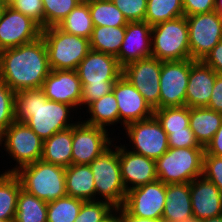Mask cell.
<instances>
[{"label":"cell","instance_id":"obj_1","mask_svg":"<svg viewBox=\"0 0 222 222\" xmlns=\"http://www.w3.org/2000/svg\"><path fill=\"white\" fill-rule=\"evenodd\" d=\"M14 105V121L25 122L43 141L74 126L81 113L73 106L50 101L42 88L15 92Z\"/></svg>","mask_w":222,"mask_h":222},{"label":"cell","instance_id":"obj_2","mask_svg":"<svg viewBox=\"0 0 222 222\" xmlns=\"http://www.w3.org/2000/svg\"><path fill=\"white\" fill-rule=\"evenodd\" d=\"M50 72L42 36L30 43L0 51V79L14 92L42 88Z\"/></svg>","mask_w":222,"mask_h":222},{"label":"cell","instance_id":"obj_3","mask_svg":"<svg viewBox=\"0 0 222 222\" xmlns=\"http://www.w3.org/2000/svg\"><path fill=\"white\" fill-rule=\"evenodd\" d=\"M76 71L82 84L81 111L111 93L115 82L122 76L117 57L93 50L83 58Z\"/></svg>","mask_w":222,"mask_h":222},{"label":"cell","instance_id":"obj_4","mask_svg":"<svg viewBox=\"0 0 222 222\" xmlns=\"http://www.w3.org/2000/svg\"><path fill=\"white\" fill-rule=\"evenodd\" d=\"M113 144L90 164L94 175L95 200L110 203L115 208L122 207L127 191L121 177L119 145ZM114 146V147H113ZM115 149V150H114Z\"/></svg>","mask_w":222,"mask_h":222},{"label":"cell","instance_id":"obj_5","mask_svg":"<svg viewBox=\"0 0 222 222\" xmlns=\"http://www.w3.org/2000/svg\"><path fill=\"white\" fill-rule=\"evenodd\" d=\"M65 170L40 159L21 167L15 174L23 190L49 203L67 195Z\"/></svg>","mask_w":222,"mask_h":222},{"label":"cell","instance_id":"obj_6","mask_svg":"<svg viewBox=\"0 0 222 222\" xmlns=\"http://www.w3.org/2000/svg\"><path fill=\"white\" fill-rule=\"evenodd\" d=\"M204 147L169 148L156 160L158 180L167 184L191 183L203 172Z\"/></svg>","mask_w":222,"mask_h":222},{"label":"cell","instance_id":"obj_7","mask_svg":"<svg viewBox=\"0 0 222 222\" xmlns=\"http://www.w3.org/2000/svg\"><path fill=\"white\" fill-rule=\"evenodd\" d=\"M51 70H76L88 54V38L72 35L57 26L42 29Z\"/></svg>","mask_w":222,"mask_h":222},{"label":"cell","instance_id":"obj_8","mask_svg":"<svg viewBox=\"0 0 222 222\" xmlns=\"http://www.w3.org/2000/svg\"><path fill=\"white\" fill-rule=\"evenodd\" d=\"M151 56L161 61L191 59L186 16L152 26Z\"/></svg>","mask_w":222,"mask_h":222},{"label":"cell","instance_id":"obj_9","mask_svg":"<svg viewBox=\"0 0 222 222\" xmlns=\"http://www.w3.org/2000/svg\"><path fill=\"white\" fill-rule=\"evenodd\" d=\"M2 150L16 163L5 173H15L21 167L39 161L43 154V140L25 123L14 121L4 130Z\"/></svg>","mask_w":222,"mask_h":222},{"label":"cell","instance_id":"obj_10","mask_svg":"<svg viewBox=\"0 0 222 222\" xmlns=\"http://www.w3.org/2000/svg\"><path fill=\"white\" fill-rule=\"evenodd\" d=\"M122 130H125L126 137L124 138H129L127 139L129 143L123 145L130 146L127 149L136 154L156 161L169 149L168 135L154 115L144 120L131 122Z\"/></svg>","mask_w":222,"mask_h":222},{"label":"cell","instance_id":"obj_11","mask_svg":"<svg viewBox=\"0 0 222 222\" xmlns=\"http://www.w3.org/2000/svg\"><path fill=\"white\" fill-rule=\"evenodd\" d=\"M110 133L105 128L86 124L79 118L73 126L72 164L89 165L107 150L117 137L119 139L120 136ZM112 136L114 138H111Z\"/></svg>","mask_w":222,"mask_h":222},{"label":"cell","instance_id":"obj_12","mask_svg":"<svg viewBox=\"0 0 222 222\" xmlns=\"http://www.w3.org/2000/svg\"><path fill=\"white\" fill-rule=\"evenodd\" d=\"M189 30L190 57L203 60L222 40V19L216 11L186 16Z\"/></svg>","mask_w":222,"mask_h":222},{"label":"cell","instance_id":"obj_13","mask_svg":"<svg viewBox=\"0 0 222 222\" xmlns=\"http://www.w3.org/2000/svg\"><path fill=\"white\" fill-rule=\"evenodd\" d=\"M166 184L160 180L127 191L122 208L131 216L162 220Z\"/></svg>","mask_w":222,"mask_h":222},{"label":"cell","instance_id":"obj_14","mask_svg":"<svg viewBox=\"0 0 222 222\" xmlns=\"http://www.w3.org/2000/svg\"><path fill=\"white\" fill-rule=\"evenodd\" d=\"M162 61L148 57L122 68V75L140 92L150 107L159 109Z\"/></svg>","mask_w":222,"mask_h":222},{"label":"cell","instance_id":"obj_15","mask_svg":"<svg viewBox=\"0 0 222 222\" xmlns=\"http://www.w3.org/2000/svg\"><path fill=\"white\" fill-rule=\"evenodd\" d=\"M190 59L162 61L159 109L185 106Z\"/></svg>","mask_w":222,"mask_h":222},{"label":"cell","instance_id":"obj_16","mask_svg":"<svg viewBox=\"0 0 222 222\" xmlns=\"http://www.w3.org/2000/svg\"><path fill=\"white\" fill-rule=\"evenodd\" d=\"M41 34L35 21L8 5L0 19V51L35 41Z\"/></svg>","mask_w":222,"mask_h":222},{"label":"cell","instance_id":"obj_17","mask_svg":"<svg viewBox=\"0 0 222 222\" xmlns=\"http://www.w3.org/2000/svg\"><path fill=\"white\" fill-rule=\"evenodd\" d=\"M112 92L117 100L119 123L123 128L131 122L153 116L154 110L123 75L115 82Z\"/></svg>","mask_w":222,"mask_h":222},{"label":"cell","instance_id":"obj_18","mask_svg":"<svg viewBox=\"0 0 222 222\" xmlns=\"http://www.w3.org/2000/svg\"><path fill=\"white\" fill-rule=\"evenodd\" d=\"M42 89L50 101H56L80 109L82 84L76 70H51Z\"/></svg>","mask_w":222,"mask_h":222},{"label":"cell","instance_id":"obj_19","mask_svg":"<svg viewBox=\"0 0 222 222\" xmlns=\"http://www.w3.org/2000/svg\"><path fill=\"white\" fill-rule=\"evenodd\" d=\"M121 177L126 191L158 180L156 161L119 145Z\"/></svg>","mask_w":222,"mask_h":222},{"label":"cell","instance_id":"obj_20","mask_svg":"<svg viewBox=\"0 0 222 222\" xmlns=\"http://www.w3.org/2000/svg\"><path fill=\"white\" fill-rule=\"evenodd\" d=\"M151 30L152 26L146 21L128 22L122 46L116 56L122 68L131 62L151 57Z\"/></svg>","mask_w":222,"mask_h":222},{"label":"cell","instance_id":"obj_21","mask_svg":"<svg viewBox=\"0 0 222 222\" xmlns=\"http://www.w3.org/2000/svg\"><path fill=\"white\" fill-rule=\"evenodd\" d=\"M216 81V72L202 60L190 59L185 106L207 107Z\"/></svg>","mask_w":222,"mask_h":222},{"label":"cell","instance_id":"obj_22","mask_svg":"<svg viewBox=\"0 0 222 222\" xmlns=\"http://www.w3.org/2000/svg\"><path fill=\"white\" fill-rule=\"evenodd\" d=\"M192 212L199 220L222 215V193L203 176L190 183Z\"/></svg>","mask_w":222,"mask_h":222},{"label":"cell","instance_id":"obj_23","mask_svg":"<svg viewBox=\"0 0 222 222\" xmlns=\"http://www.w3.org/2000/svg\"><path fill=\"white\" fill-rule=\"evenodd\" d=\"M192 215L190 183L167 184L162 222H182Z\"/></svg>","mask_w":222,"mask_h":222},{"label":"cell","instance_id":"obj_24","mask_svg":"<svg viewBox=\"0 0 222 222\" xmlns=\"http://www.w3.org/2000/svg\"><path fill=\"white\" fill-rule=\"evenodd\" d=\"M67 195L84 201H95L94 175L88 164H71L65 170Z\"/></svg>","mask_w":222,"mask_h":222},{"label":"cell","instance_id":"obj_25","mask_svg":"<svg viewBox=\"0 0 222 222\" xmlns=\"http://www.w3.org/2000/svg\"><path fill=\"white\" fill-rule=\"evenodd\" d=\"M189 118L190 129L198 143L205 148L221 127L222 114L208 107H191L189 108Z\"/></svg>","mask_w":222,"mask_h":222},{"label":"cell","instance_id":"obj_26","mask_svg":"<svg viewBox=\"0 0 222 222\" xmlns=\"http://www.w3.org/2000/svg\"><path fill=\"white\" fill-rule=\"evenodd\" d=\"M73 126L43 141L42 160L61 167L72 164Z\"/></svg>","mask_w":222,"mask_h":222},{"label":"cell","instance_id":"obj_27","mask_svg":"<svg viewBox=\"0 0 222 222\" xmlns=\"http://www.w3.org/2000/svg\"><path fill=\"white\" fill-rule=\"evenodd\" d=\"M85 110L87 118L83 120V117L80 116V119L86 124L109 130L108 127L110 125L112 127L119 123L118 104L113 92L91 103Z\"/></svg>","mask_w":222,"mask_h":222},{"label":"cell","instance_id":"obj_28","mask_svg":"<svg viewBox=\"0 0 222 222\" xmlns=\"http://www.w3.org/2000/svg\"><path fill=\"white\" fill-rule=\"evenodd\" d=\"M126 26H94L89 39L90 49L117 56L125 36Z\"/></svg>","mask_w":222,"mask_h":222},{"label":"cell","instance_id":"obj_29","mask_svg":"<svg viewBox=\"0 0 222 222\" xmlns=\"http://www.w3.org/2000/svg\"><path fill=\"white\" fill-rule=\"evenodd\" d=\"M22 188L15 173L0 171V220H14L19 192Z\"/></svg>","mask_w":222,"mask_h":222},{"label":"cell","instance_id":"obj_30","mask_svg":"<svg viewBox=\"0 0 222 222\" xmlns=\"http://www.w3.org/2000/svg\"><path fill=\"white\" fill-rule=\"evenodd\" d=\"M48 203L21 188L14 222H47Z\"/></svg>","mask_w":222,"mask_h":222},{"label":"cell","instance_id":"obj_31","mask_svg":"<svg viewBox=\"0 0 222 222\" xmlns=\"http://www.w3.org/2000/svg\"><path fill=\"white\" fill-rule=\"evenodd\" d=\"M64 32L90 39L94 28L89 4L79 3L58 25Z\"/></svg>","mask_w":222,"mask_h":222},{"label":"cell","instance_id":"obj_32","mask_svg":"<svg viewBox=\"0 0 222 222\" xmlns=\"http://www.w3.org/2000/svg\"><path fill=\"white\" fill-rule=\"evenodd\" d=\"M89 11L94 26L121 27L128 24L123 13L111 0H95L89 3Z\"/></svg>","mask_w":222,"mask_h":222},{"label":"cell","instance_id":"obj_33","mask_svg":"<svg viewBox=\"0 0 222 222\" xmlns=\"http://www.w3.org/2000/svg\"><path fill=\"white\" fill-rule=\"evenodd\" d=\"M184 16L182 0H147L145 20L150 26Z\"/></svg>","mask_w":222,"mask_h":222},{"label":"cell","instance_id":"obj_34","mask_svg":"<svg viewBox=\"0 0 222 222\" xmlns=\"http://www.w3.org/2000/svg\"><path fill=\"white\" fill-rule=\"evenodd\" d=\"M83 202L68 195L49 202L47 222H75Z\"/></svg>","mask_w":222,"mask_h":222},{"label":"cell","instance_id":"obj_35","mask_svg":"<svg viewBox=\"0 0 222 222\" xmlns=\"http://www.w3.org/2000/svg\"><path fill=\"white\" fill-rule=\"evenodd\" d=\"M164 131H186L189 127V107L174 106L155 109L153 114Z\"/></svg>","mask_w":222,"mask_h":222},{"label":"cell","instance_id":"obj_36","mask_svg":"<svg viewBox=\"0 0 222 222\" xmlns=\"http://www.w3.org/2000/svg\"><path fill=\"white\" fill-rule=\"evenodd\" d=\"M44 28L57 26L78 4L77 0H42Z\"/></svg>","mask_w":222,"mask_h":222},{"label":"cell","instance_id":"obj_37","mask_svg":"<svg viewBox=\"0 0 222 222\" xmlns=\"http://www.w3.org/2000/svg\"><path fill=\"white\" fill-rule=\"evenodd\" d=\"M114 209L115 207L105 201H84L75 222H101Z\"/></svg>","mask_w":222,"mask_h":222},{"label":"cell","instance_id":"obj_38","mask_svg":"<svg viewBox=\"0 0 222 222\" xmlns=\"http://www.w3.org/2000/svg\"><path fill=\"white\" fill-rule=\"evenodd\" d=\"M15 92L0 79V129L14 122Z\"/></svg>","mask_w":222,"mask_h":222},{"label":"cell","instance_id":"obj_39","mask_svg":"<svg viewBox=\"0 0 222 222\" xmlns=\"http://www.w3.org/2000/svg\"><path fill=\"white\" fill-rule=\"evenodd\" d=\"M128 22L144 21L147 0H111Z\"/></svg>","mask_w":222,"mask_h":222},{"label":"cell","instance_id":"obj_40","mask_svg":"<svg viewBox=\"0 0 222 222\" xmlns=\"http://www.w3.org/2000/svg\"><path fill=\"white\" fill-rule=\"evenodd\" d=\"M9 6L31 18L44 29V9L42 0H13Z\"/></svg>","mask_w":222,"mask_h":222},{"label":"cell","instance_id":"obj_41","mask_svg":"<svg viewBox=\"0 0 222 222\" xmlns=\"http://www.w3.org/2000/svg\"><path fill=\"white\" fill-rule=\"evenodd\" d=\"M202 176L213 182L222 193V157L204 155Z\"/></svg>","mask_w":222,"mask_h":222},{"label":"cell","instance_id":"obj_42","mask_svg":"<svg viewBox=\"0 0 222 222\" xmlns=\"http://www.w3.org/2000/svg\"><path fill=\"white\" fill-rule=\"evenodd\" d=\"M168 135L169 148L203 147L195 138L190 127L186 131H165Z\"/></svg>","mask_w":222,"mask_h":222},{"label":"cell","instance_id":"obj_43","mask_svg":"<svg viewBox=\"0 0 222 222\" xmlns=\"http://www.w3.org/2000/svg\"><path fill=\"white\" fill-rule=\"evenodd\" d=\"M184 16L215 11V0H182Z\"/></svg>","mask_w":222,"mask_h":222},{"label":"cell","instance_id":"obj_44","mask_svg":"<svg viewBox=\"0 0 222 222\" xmlns=\"http://www.w3.org/2000/svg\"><path fill=\"white\" fill-rule=\"evenodd\" d=\"M216 73L222 74V40L202 60Z\"/></svg>","mask_w":222,"mask_h":222},{"label":"cell","instance_id":"obj_45","mask_svg":"<svg viewBox=\"0 0 222 222\" xmlns=\"http://www.w3.org/2000/svg\"><path fill=\"white\" fill-rule=\"evenodd\" d=\"M207 107L222 114V74L216 73V81Z\"/></svg>","mask_w":222,"mask_h":222},{"label":"cell","instance_id":"obj_46","mask_svg":"<svg viewBox=\"0 0 222 222\" xmlns=\"http://www.w3.org/2000/svg\"><path fill=\"white\" fill-rule=\"evenodd\" d=\"M204 155H214L222 157V124L213 136L212 140L206 145Z\"/></svg>","mask_w":222,"mask_h":222},{"label":"cell","instance_id":"obj_47","mask_svg":"<svg viewBox=\"0 0 222 222\" xmlns=\"http://www.w3.org/2000/svg\"><path fill=\"white\" fill-rule=\"evenodd\" d=\"M121 222H162V220H152L129 215L122 207H120Z\"/></svg>","mask_w":222,"mask_h":222},{"label":"cell","instance_id":"obj_48","mask_svg":"<svg viewBox=\"0 0 222 222\" xmlns=\"http://www.w3.org/2000/svg\"><path fill=\"white\" fill-rule=\"evenodd\" d=\"M101 222H121L120 208H115L105 219Z\"/></svg>","mask_w":222,"mask_h":222},{"label":"cell","instance_id":"obj_49","mask_svg":"<svg viewBox=\"0 0 222 222\" xmlns=\"http://www.w3.org/2000/svg\"><path fill=\"white\" fill-rule=\"evenodd\" d=\"M200 222H222V215L200 220Z\"/></svg>","mask_w":222,"mask_h":222},{"label":"cell","instance_id":"obj_50","mask_svg":"<svg viewBox=\"0 0 222 222\" xmlns=\"http://www.w3.org/2000/svg\"><path fill=\"white\" fill-rule=\"evenodd\" d=\"M182 222H200V220L194 215H192L189 218H185Z\"/></svg>","mask_w":222,"mask_h":222},{"label":"cell","instance_id":"obj_51","mask_svg":"<svg viewBox=\"0 0 222 222\" xmlns=\"http://www.w3.org/2000/svg\"><path fill=\"white\" fill-rule=\"evenodd\" d=\"M7 6L8 5L6 3L0 1V19H1V16L3 15V13H4V11H5Z\"/></svg>","mask_w":222,"mask_h":222},{"label":"cell","instance_id":"obj_52","mask_svg":"<svg viewBox=\"0 0 222 222\" xmlns=\"http://www.w3.org/2000/svg\"><path fill=\"white\" fill-rule=\"evenodd\" d=\"M4 131L0 129V146L3 147Z\"/></svg>","mask_w":222,"mask_h":222},{"label":"cell","instance_id":"obj_53","mask_svg":"<svg viewBox=\"0 0 222 222\" xmlns=\"http://www.w3.org/2000/svg\"><path fill=\"white\" fill-rule=\"evenodd\" d=\"M215 11L221 15V19H222V6H215Z\"/></svg>","mask_w":222,"mask_h":222},{"label":"cell","instance_id":"obj_54","mask_svg":"<svg viewBox=\"0 0 222 222\" xmlns=\"http://www.w3.org/2000/svg\"><path fill=\"white\" fill-rule=\"evenodd\" d=\"M79 3H82V4H89L95 0H77Z\"/></svg>","mask_w":222,"mask_h":222},{"label":"cell","instance_id":"obj_55","mask_svg":"<svg viewBox=\"0 0 222 222\" xmlns=\"http://www.w3.org/2000/svg\"><path fill=\"white\" fill-rule=\"evenodd\" d=\"M215 6H222V0H215Z\"/></svg>","mask_w":222,"mask_h":222},{"label":"cell","instance_id":"obj_56","mask_svg":"<svg viewBox=\"0 0 222 222\" xmlns=\"http://www.w3.org/2000/svg\"><path fill=\"white\" fill-rule=\"evenodd\" d=\"M0 1H2V2L6 3L7 5H9L13 0H0Z\"/></svg>","mask_w":222,"mask_h":222},{"label":"cell","instance_id":"obj_57","mask_svg":"<svg viewBox=\"0 0 222 222\" xmlns=\"http://www.w3.org/2000/svg\"><path fill=\"white\" fill-rule=\"evenodd\" d=\"M0 222H14V220H0Z\"/></svg>","mask_w":222,"mask_h":222}]
</instances>
